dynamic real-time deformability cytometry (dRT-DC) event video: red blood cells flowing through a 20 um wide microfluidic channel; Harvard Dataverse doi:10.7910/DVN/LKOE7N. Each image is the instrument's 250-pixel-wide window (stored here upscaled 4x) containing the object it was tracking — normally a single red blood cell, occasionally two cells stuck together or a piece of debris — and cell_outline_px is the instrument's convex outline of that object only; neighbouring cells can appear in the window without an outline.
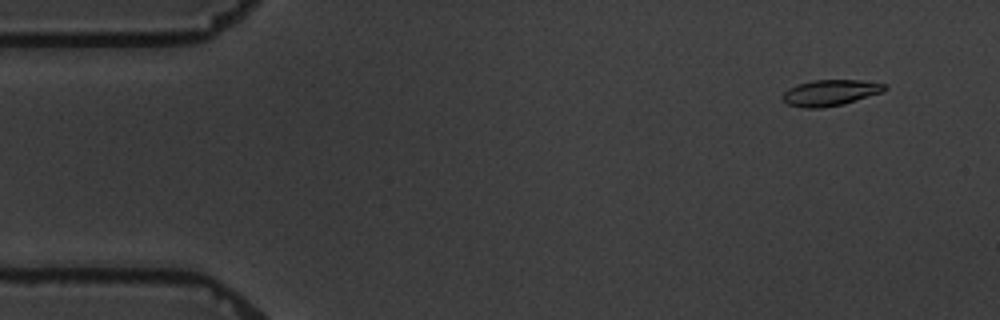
{"species": "common noctule bat (a hibernating species)", "species_latin": "Nyctalus noctula", "temperature_condition": "warm", "stored_images_in_passage": 5, "camera_frame_rate_fps": 3000, "um_per_image_px": 0.085, "animal": {"sex": "male", "body_mass_g": 19.5, "forearm_length_mm": 54.6}, "frame": {"image": 1, "passage_image": 2, "time_ms": 1.0, "image_size_px": [1000, 320], "cell_outline_px": [[888, 88], [884, 92], [844, 104], [820, 108], [804, 108], [788, 104], [780, 100], [780, 96], [788, 88], [796, 84], [812, 80], [860, 80], [888, 84]], "centroid_in_image_um": [70.57, 7.88], "position_along_channel_um": 14.4, "area_um2": 15.84}}
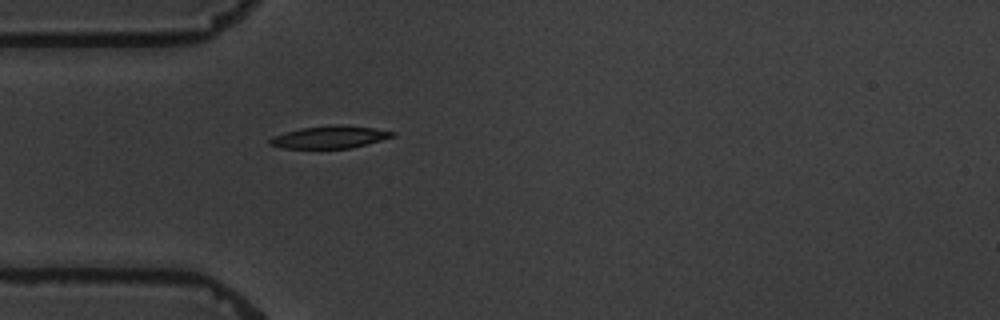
{"frame": {"image": 2, "passage_image": 5, "time_ms": 5.0, "image_size_px": [1000, 320], "cell_outline_px": [[396, 136], [348, 148], [284, 148], [268, 144], [268, 140], [272, 136], [300, 128], [332, 124], [340, 124], [372, 128], [396, 132]], "centroid_in_image_um": [27.99, 11.64], "position_along_channel_um": 57.0, "area_um2": 15.9}}